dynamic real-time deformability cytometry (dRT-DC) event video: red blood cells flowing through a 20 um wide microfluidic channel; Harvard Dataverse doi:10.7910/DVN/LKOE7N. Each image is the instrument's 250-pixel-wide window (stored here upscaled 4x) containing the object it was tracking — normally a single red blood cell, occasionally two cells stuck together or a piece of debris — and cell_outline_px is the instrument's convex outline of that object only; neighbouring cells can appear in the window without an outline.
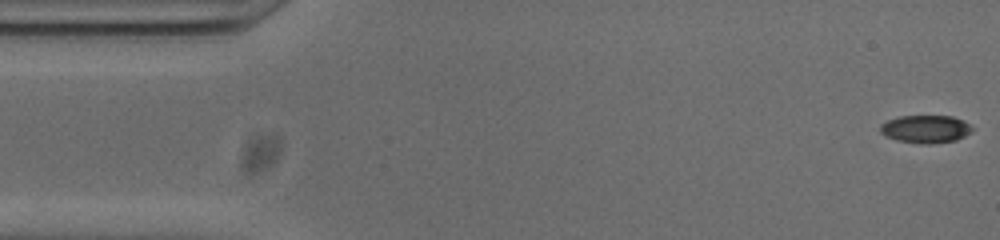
{"species": "common noctule bat (a hibernating species)", "species_latin": "Nyctalus noctula", "temperature_condition": "cold", "stored_images_in_passage": 52, "camera_frame_rate_fps": 3000, "um_per_image_px": 0.085, "animal": {"sex": "male", "body_mass_g": 20.0, "forearm_length_mm": 53.3}, "frame": {"image": 1, "passage_image": 1, "time_ms": 0.0, "image_size_px": [1000, 240], "cell_outline_px": [[976, 128], [972, 132], [956, 140], [928, 144], [920, 144], [896, 140], [884, 136], [880, 132], [880, 124], [888, 120], [900, 116], [952, 116], [964, 120]], "centroid_in_image_um": [78.7, 10.97], "position_along_channel_um": 6.3, "area_um2": 15.14}}
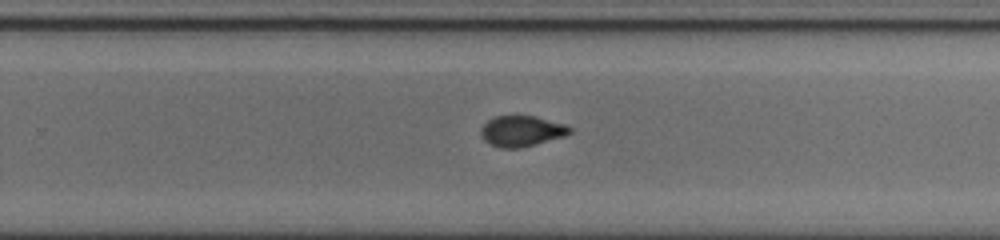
{"frame": {"image": 2, "passage_image": 32, "time_ms": 10.333, "image_size_px": [1000, 240], "cell_outline_px": [[572, 132], [564, 136], [536, 144], [520, 148], [500, 148], [484, 140], [480, 136], [480, 128], [488, 120], [496, 116], [536, 116], [564, 124], [572, 128]], "centroid_in_image_um": [44.33, 11.14], "position_along_channel_um": 285.5, "area_um2": 15.9}}
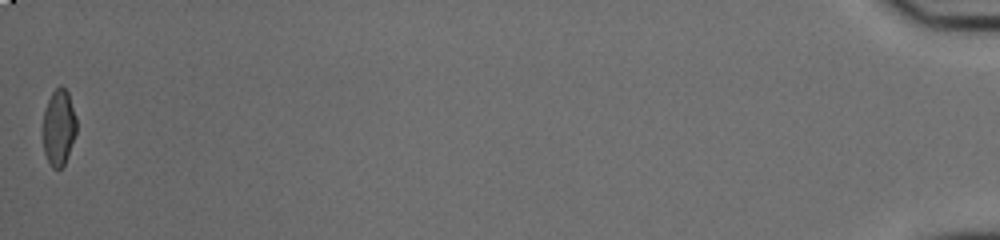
{"frame": {"image": 3, "passage_image": 52, "time_ms": 17.0, "image_size_px": [1000, 240], "cell_outline_px": [[76, 132], [64, 164], [60, 168], [52, 168], [44, 152], [44, 112], [48, 100], [52, 92], [60, 84], [68, 92], [76, 120]], "centroid_in_image_um": [4.99, 10.81], "position_along_channel_um": 430.2, "area_um2": 14.45}, "authors_computed_cell_mechanics": {"area_um2": 16.0684, "velocity_mm_per_s": 3.8414, "shape_relaxation_time_tau1_ms": 11.2425, "shape_relaxation_time_tau2_ms": 1.8008, "deformation_change_tau1": 0.2397, "deformation_change_tau2": 0.0626}}